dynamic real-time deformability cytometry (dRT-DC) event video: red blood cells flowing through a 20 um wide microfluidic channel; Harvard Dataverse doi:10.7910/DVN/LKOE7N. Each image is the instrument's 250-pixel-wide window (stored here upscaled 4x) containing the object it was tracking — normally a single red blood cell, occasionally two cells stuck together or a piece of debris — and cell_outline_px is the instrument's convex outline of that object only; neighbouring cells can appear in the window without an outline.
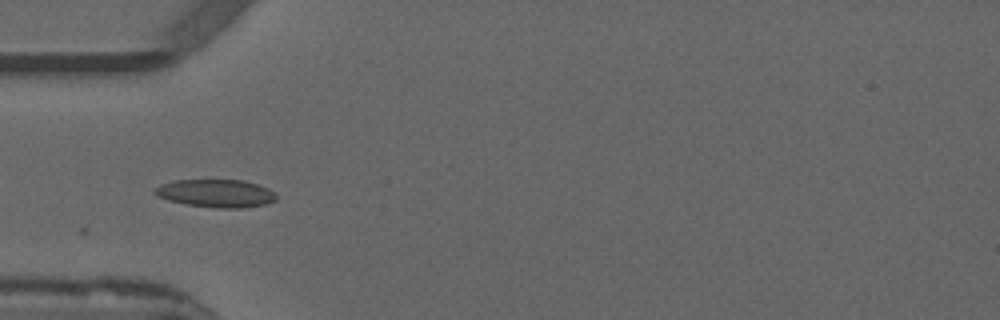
{"species": "common noctule bat (a hibernating species)", "species_latin": "Nyctalus noctula", "temperature_condition": "warm", "stored_images_in_passage": 10, "camera_frame_rate_fps": 3000, "um_per_image_px": 0.085, "animal": {"sex": "male", "forearm_length_mm": 52.5}, "frame": {"image": 1, "passage_image": 2, "time_ms": 0.333, "image_size_px": [1000, 320], "cell_outline_px": [[276, 200], [264, 204], [240, 208], [220, 208], [188, 204], [168, 200], [152, 192], [160, 184], [172, 180], [244, 180], [268, 188], [276, 196]], "centroid_in_image_um": [18.34, 16.42], "position_along_channel_um": 66.7, "area_um2": 19.48}}
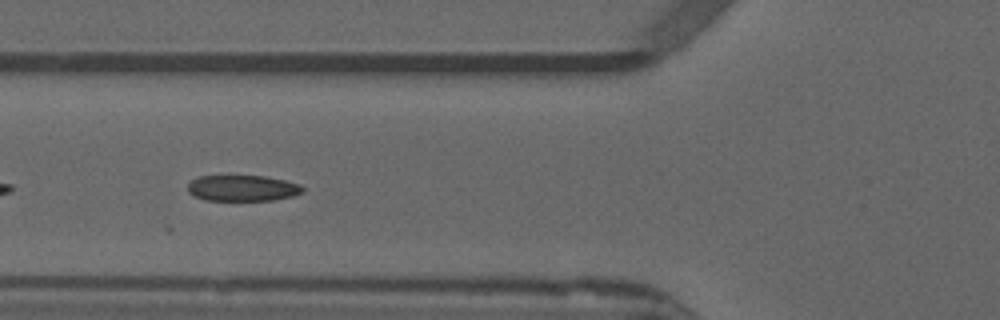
{"frame": {"image": 2, "passage_image": 5, "time_ms": 1.333, "image_size_px": [1000, 320], "cell_outline_px": [[304, 192], [292, 196], [272, 200], [204, 200], [192, 196], [188, 192], [188, 184], [196, 176], [264, 176], [284, 180], [300, 184], [304, 188]], "centroid_in_image_um": [20.59, 15.99], "position_along_channel_um": 105.2, "area_um2": 17.46}}